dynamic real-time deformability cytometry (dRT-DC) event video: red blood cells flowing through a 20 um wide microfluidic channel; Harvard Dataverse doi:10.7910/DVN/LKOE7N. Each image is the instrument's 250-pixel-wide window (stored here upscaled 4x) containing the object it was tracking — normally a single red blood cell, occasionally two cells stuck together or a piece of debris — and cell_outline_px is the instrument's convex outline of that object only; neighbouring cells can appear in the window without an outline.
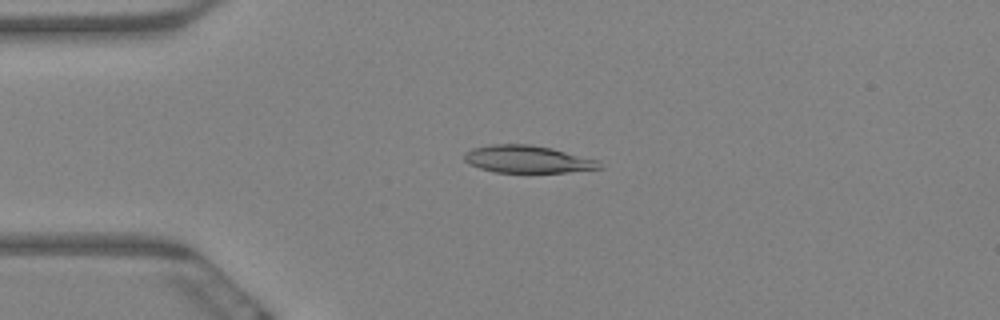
{"species": "Egyptian fruit bat (a non-hibernating species)", "species_latin": "Rousettus aegyptiacus", "temperature_condition": "warm", "stored_images_in_passage": 4, "camera_frame_rate_fps": 3000, "um_per_image_px": 0.085, "animal": {"sex": "female"}, "frame": {"image": 1, "passage_image": 3, "time_ms": 0.667, "image_size_px": [1000, 320], "cell_outline_px": [[604, 168], [568, 172], [496, 172], [480, 168], [468, 164], [464, 160], [464, 152], [472, 148], [492, 144], [532, 144], [552, 148], [600, 160]], "centroid_in_image_um": [44.87, 13.53], "position_along_channel_um": 40.1, "area_um2": 21.79}}